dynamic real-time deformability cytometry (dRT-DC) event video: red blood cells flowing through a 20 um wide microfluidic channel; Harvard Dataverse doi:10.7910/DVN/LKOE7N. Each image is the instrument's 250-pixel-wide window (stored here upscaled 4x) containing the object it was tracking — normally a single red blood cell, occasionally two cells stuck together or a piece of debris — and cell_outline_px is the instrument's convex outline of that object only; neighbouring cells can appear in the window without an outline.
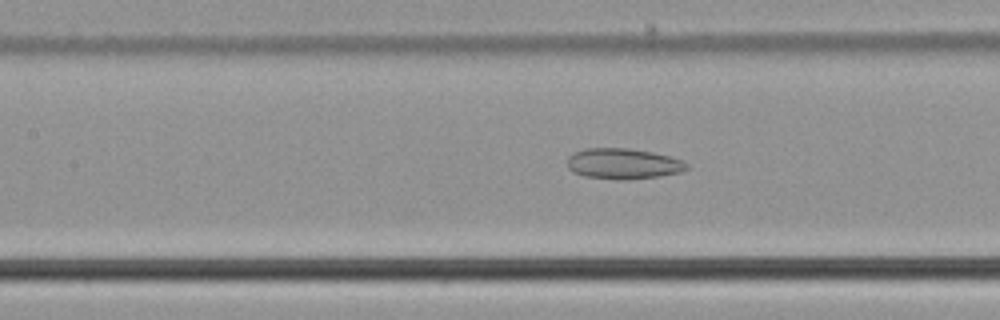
{"species": "common noctule bat (a hibernating species)", "species_latin": "Nyctalus noctula", "temperature_condition": "cold", "stored_images_in_passage": 44, "camera_frame_rate_fps": 3000, "um_per_image_px": 0.085, "animal": {"sex": "male", "body_mass_g": 21.5, "forearm_length_mm": 52.0}, "frame": {"image": 1, "passage_image": 14, "time_ms": 4.333, "image_size_px": [1000, 320], "cell_outline_px": [[688, 168], [680, 172], [660, 176], [628, 180], [616, 180], [584, 176], [572, 172], [568, 168], [568, 156], [584, 148], [628, 148], [652, 152], [668, 156], [680, 160], [688, 164]], "centroid_in_image_um": [52.94, 13.92], "position_along_channel_um": 154.5, "area_um2": 21.39}}
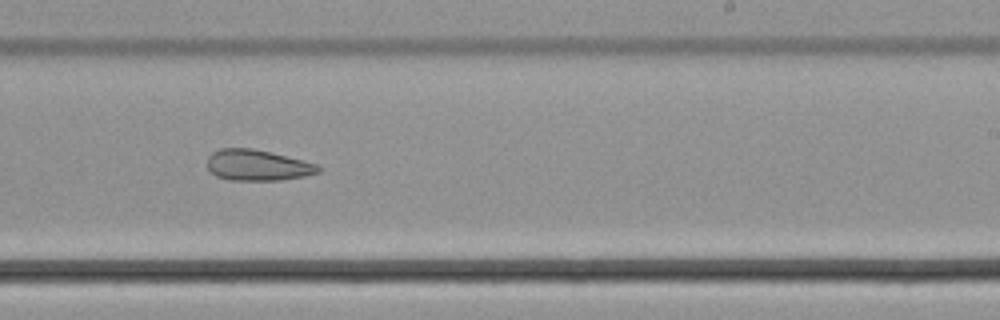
{"frame": {"image": 2, "passage_image": 23, "time_ms": 7.333, "image_size_px": [1000, 320], "cell_outline_px": [[324, 168], [320, 172], [304, 176], [280, 180], [228, 180], [216, 176], [208, 168], [208, 156], [212, 152], [220, 148], [252, 148], [316, 164]], "centroid_in_image_um": [21.87, 14.05], "position_along_channel_um": 267.1, "area_um2": 19.83}}
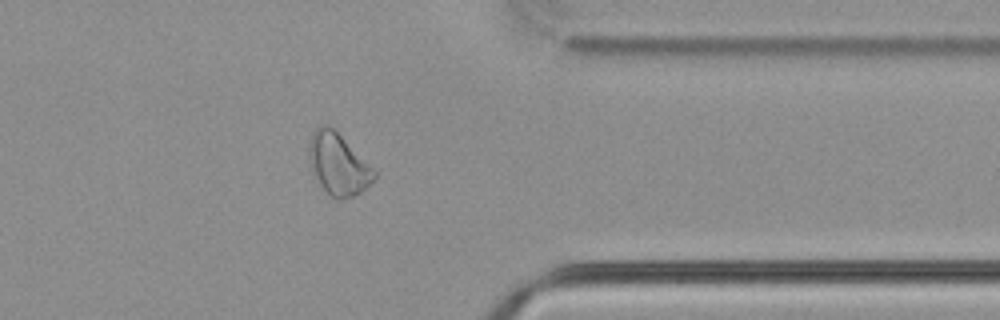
{"frame": {"image": 3, "passage_image": 33, "time_ms": 10.667, "image_size_px": [1000, 320], "cell_outline_px": [[376, 176], [360, 192], [352, 196], [340, 200], [336, 200], [320, 184], [312, 172], [308, 160], [312, 132], [320, 124], [328, 124], [376, 172]], "centroid_in_image_um": [28.7, 13.96], "position_along_channel_um": 382.7, "area_um2": 22.6}, "authors_computed_cell_mechanics": {"area_um2": 22.3397, "velocity_mm_per_s": 3.7605, "shape_relaxation_time_tau1_ms": null, "shape_relaxation_time_tau2_ms": 6.1626, "deformation_change_tau1": null, "deformation_change_tau2": 0.1419}}